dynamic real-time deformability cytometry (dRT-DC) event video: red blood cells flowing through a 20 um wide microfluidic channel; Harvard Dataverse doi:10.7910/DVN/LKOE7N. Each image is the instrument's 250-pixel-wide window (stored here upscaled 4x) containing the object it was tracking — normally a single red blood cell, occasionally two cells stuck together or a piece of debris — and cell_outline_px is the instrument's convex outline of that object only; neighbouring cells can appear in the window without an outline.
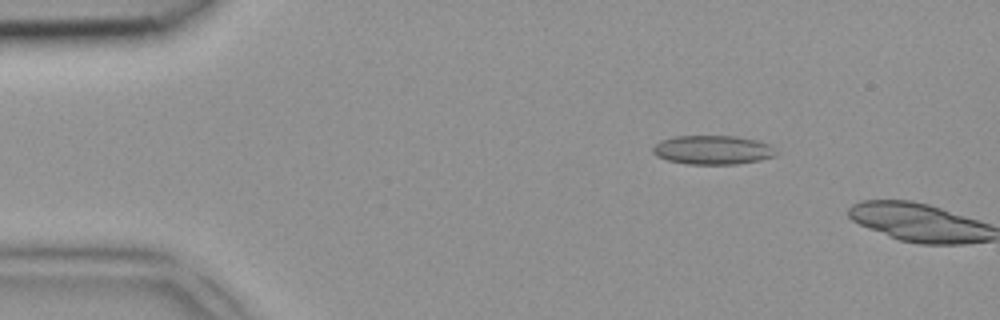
{"species": "common noctule bat (a hibernating species)", "species_latin": "Nyctalus noctula", "temperature_condition": "room temperature", "stored_images_in_passage": 2, "camera_frame_rate_fps": 3000, "um_per_image_px": 0.085, "animal": {"sex": "female", "body_mass_g": 18.4}, "frame": {"image": 1, "passage_image": 1, "time_ms": 0.0, "image_size_px": [1000, 320], "cell_outline_px": [[780, 152], [776, 156], [760, 160], [736, 164], [688, 164], [668, 160], [656, 156], [652, 152], [652, 148], [660, 140], [676, 136], [736, 136], [756, 140], [768, 144]], "centroid_in_image_um": [60.6, 12.74], "position_along_channel_um": 24.4, "area_um2": 20.92}}